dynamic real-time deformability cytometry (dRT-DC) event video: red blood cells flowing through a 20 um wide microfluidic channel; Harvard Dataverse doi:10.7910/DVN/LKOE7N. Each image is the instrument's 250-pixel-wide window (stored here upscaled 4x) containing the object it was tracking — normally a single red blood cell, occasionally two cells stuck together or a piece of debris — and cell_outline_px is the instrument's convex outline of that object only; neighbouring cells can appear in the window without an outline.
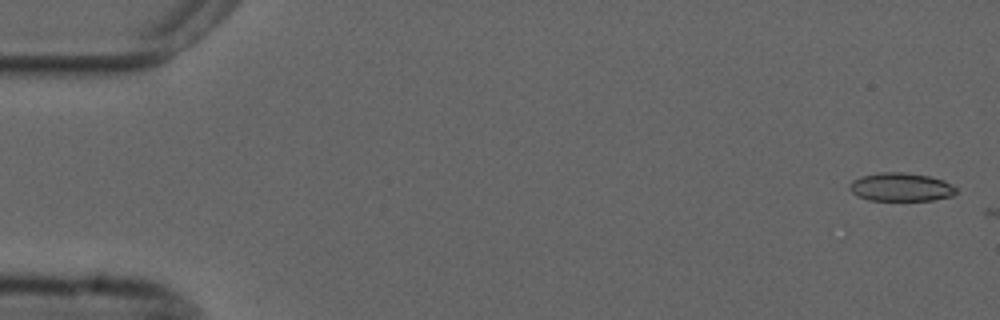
{"species": "common noctule bat (a hibernating species)", "species_latin": "Nyctalus noctula", "temperature_condition": "cold", "stored_images_in_passage": 2, "camera_frame_rate_fps": 3000, "um_per_image_px": 0.085, "animal": {"sex": "male", "forearm_length_mm": 52.5}, "frame": {"image": 1, "passage_image": 1, "time_ms": 0.0, "image_size_px": [1000, 320], "cell_outline_px": [[956, 192], [952, 196], [932, 200], [868, 200], [856, 196], [848, 188], [848, 184], [852, 180], [860, 176], [880, 172], [900, 172], [928, 176], [944, 180], [956, 188]], "centroid_in_image_um": [76.52, 15.9], "position_along_channel_um": 8.5, "area_um2": 17.69}}